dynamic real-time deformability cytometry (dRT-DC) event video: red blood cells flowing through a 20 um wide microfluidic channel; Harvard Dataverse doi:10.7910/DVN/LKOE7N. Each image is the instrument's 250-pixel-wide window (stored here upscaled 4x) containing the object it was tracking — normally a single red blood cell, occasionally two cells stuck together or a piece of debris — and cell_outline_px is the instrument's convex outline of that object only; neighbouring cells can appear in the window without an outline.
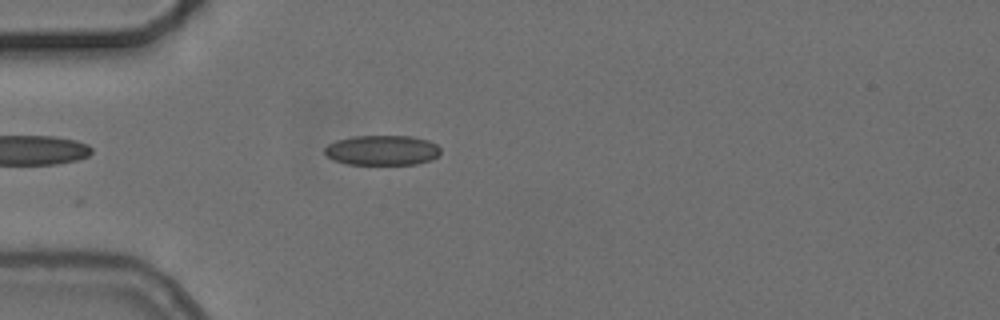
{"species": "common noctule bat (a hibernating species)", "species_latin": "Nyctalus noctula", "temperature_condition": "cold", "stored_images_in_passage": 39, "camera_frame_rate_fps": 3000, "um_per_image_px": 0.085, "animal": {"sex": "female", "body_mass_g": 24.6, "forearm_length_mm": 56.2}, "frame": {"image": 1, "passage_image": 2, "time_ms": 0.333, "image_size_px": [1000, 320], "cell_outline_px": [[440, 152], [432, 160], [416, 164], [348, 164], [332, 160], [324, 152], [324, 148], [328, 144], [336, 140], [356, 136], [412, 136], [428, 140], [436, 144], [440, 148]], "centroid_in_image_um": [32.48, 12.77], "position_along_channel_um": 52.5, "area_um2": 20.29}}
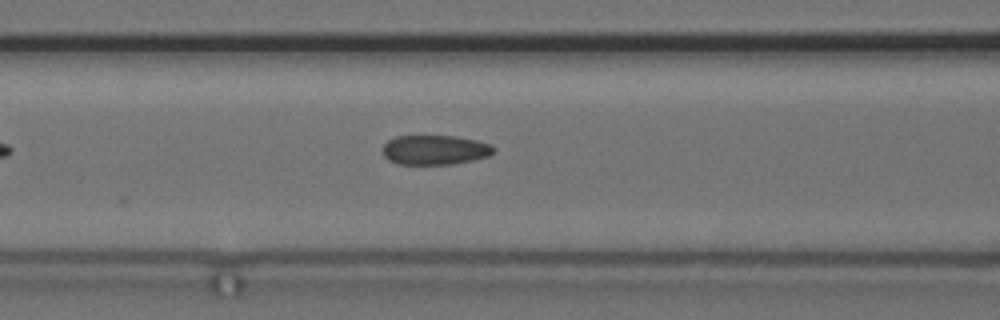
{"frame": {"image": 2, "passage_image": 9, "time_ms": 2.667, "image_size_px": [1000, 320], "cell_outline_px": [[496, 148], [488, 156], [472, 160], [452, 164], [400, 164], [388, 160], [384, 156], [384, 144], [388, 140], [396, 136], [456, 136], [476, 140], [492, 144]], "centroid_in_image_um": [36.98, 12.73], "position_along_channel_um": 129.6, "area_um2": 19.07}}
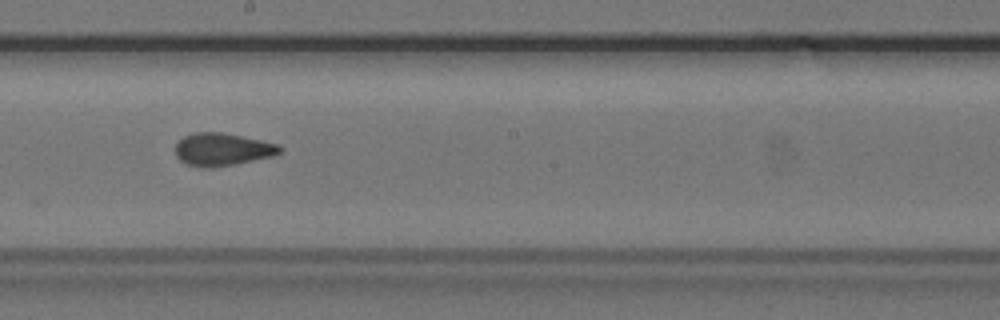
{"frame": {"image": 3, "passage_image": 17, "time_ms": 5.333, "image_size_px": [1000, 320], "cell_outline_px": [[280, 152], [272, 156], [236, 164], [212, 168], [204, 168], [188, 164], [180, 160], [176, 156], [176, 144], [184, 136], [196, 132], [220, 132], [260, 140], [276, 144], [280, 148]], "centroid_in_image_um": [18.86, 12.71], "position_along_channel_um": 229.3, "area_um2": 19.59}, "authors_computed_cell_mechanics": {"area_um2": 19.5942, "velocity_mm_per_s": 3.7298, "shape_relaxation_time_tau1_ms": 6.0404, "shape_relaxation_time_tau2_ms": 1.6458, "deformation_change_tau1": 0.1223, "deformation_change_tau2": 0.0732}}